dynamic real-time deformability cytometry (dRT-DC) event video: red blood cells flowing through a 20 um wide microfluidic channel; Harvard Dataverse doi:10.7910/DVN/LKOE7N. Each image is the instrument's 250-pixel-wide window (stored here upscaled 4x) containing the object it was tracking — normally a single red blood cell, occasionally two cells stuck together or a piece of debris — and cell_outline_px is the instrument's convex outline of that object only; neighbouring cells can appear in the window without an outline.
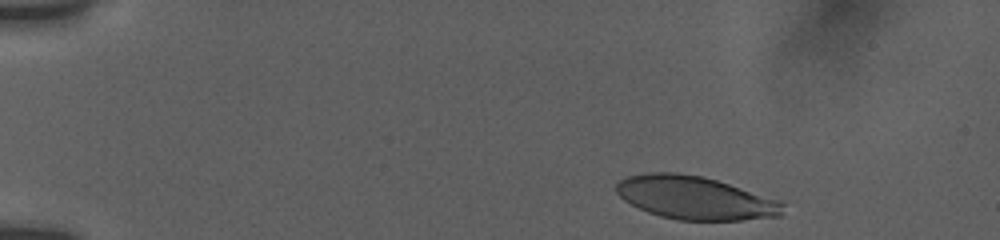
{"species": "human", "species_latin": "Homo sapiens", "temperature_condition": "room temperature", "stored_images_in_passage": 13, "camera_frame_rate_fps": 3000, "um_per_image_px": 0.085, "donor": {"sex": "female"}, "frame": {"image": 1, "passage_image": 1, "time_ms": 0.0, "image_size_px": [1000, 240], "cell_outline_px": [[784, 204], [780, 216], [740, 220], [680, 220], [660, 216], [648, 212], [624, 200], [616, 192], [616, 184], [620, 180], [628, 176], [648, 172], [676, 172], [704, 176], [780, 200]], "centroid_in_image_um": [59.07, 16.8], "position_along_channel_um": 25.9, "area_um2": 41.79}}
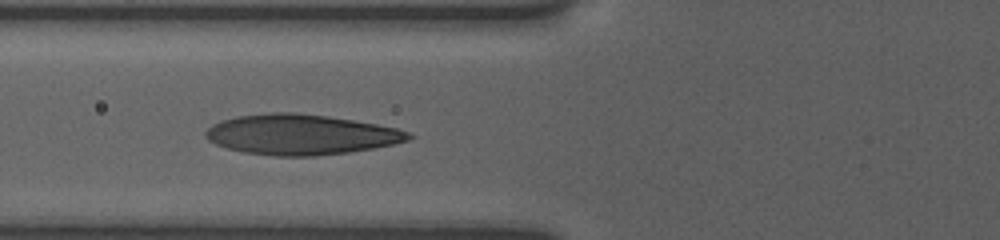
{"frame": {"image": 2, "passage_image": 11, "time_ms": 4.667, "image_size_px": [1000, 240], "cell_outline_px": [[416, 136], [408, 140], [392, 144], [372, 148], [348, 152], [316, 156], [272, 156], [244, 152], [228, 148], [216, 144], [208, 140], [204, 136], [204, 132], [212, 124], [236, 116], [268, 112], [296, 112], [328, 116], [376, 124], [396, 128], [408, 132]], "centroid_in_image_um": [25.54, 11.43], "position_along_channel_um": 100.3, "area_um2": 47.63}}
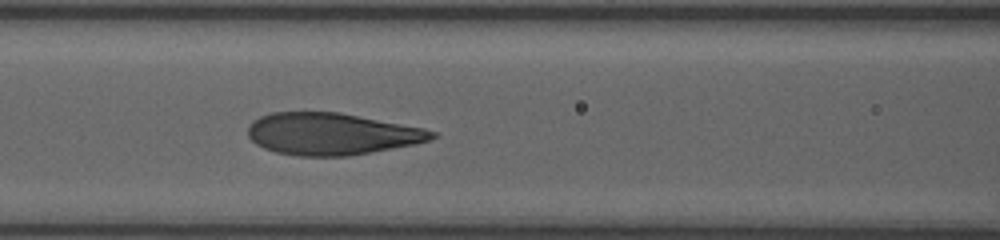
{"frame": {"image": 3, "passage_image": 13, "time_ms": 5.667, "image_size_px": [1000, 240], "cell_outline_px": [[436, 136], [428, 140], [412, 144], [348, 156], [300, 156], [276, 152], [264, 148], [256, 144], [248, 136], [248, 128], [252, 120], [260, 116], [272, 112], [340, 112], [424, 128], [436, 132]], "centroid_in_image_um": [28.14, 11.37], "position_along_channel_um": 138.5, "area_um2": 44.68}}